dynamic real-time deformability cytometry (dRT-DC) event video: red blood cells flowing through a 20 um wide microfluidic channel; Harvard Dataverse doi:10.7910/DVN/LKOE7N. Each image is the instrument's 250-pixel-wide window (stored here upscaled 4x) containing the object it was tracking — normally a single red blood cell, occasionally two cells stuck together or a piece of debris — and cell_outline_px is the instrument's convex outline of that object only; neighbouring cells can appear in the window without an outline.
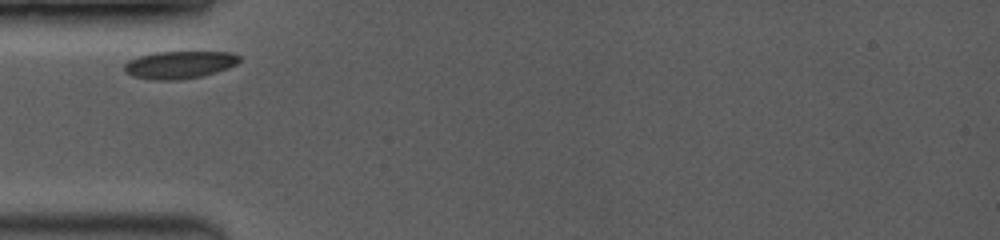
{"species": "common noctule bat (a hibernating species)", "species_latin": "Nyctalus noctula", "temperature_condition": "room temperature", "stored_images_in_passage": 2, "camera_frame_rate_fps": 3500, "um_per_image_px": 0.085, "animal": {"sex": "female", "body_mass_g": 19.0, "forearm_length_mm": 53.3}, "frame": {"image": 1, "passage_image": 1, "time_ms": 0.0, "image_size_px": [1000, 240], "cell_outline_px": [[240, 60], [236, 64], [228, 68], [216, 72], [200, 76], [176, 80], [156, 80], [132, 76], [124, 72], [124, 64], [128, 60], [140, 56], [156, 52], [232, 52], [240, 56]], "centroid_in_image_um": [15.24, 5.5], "position_along_channel_um": 69.8, "area_um2": 18.38}}